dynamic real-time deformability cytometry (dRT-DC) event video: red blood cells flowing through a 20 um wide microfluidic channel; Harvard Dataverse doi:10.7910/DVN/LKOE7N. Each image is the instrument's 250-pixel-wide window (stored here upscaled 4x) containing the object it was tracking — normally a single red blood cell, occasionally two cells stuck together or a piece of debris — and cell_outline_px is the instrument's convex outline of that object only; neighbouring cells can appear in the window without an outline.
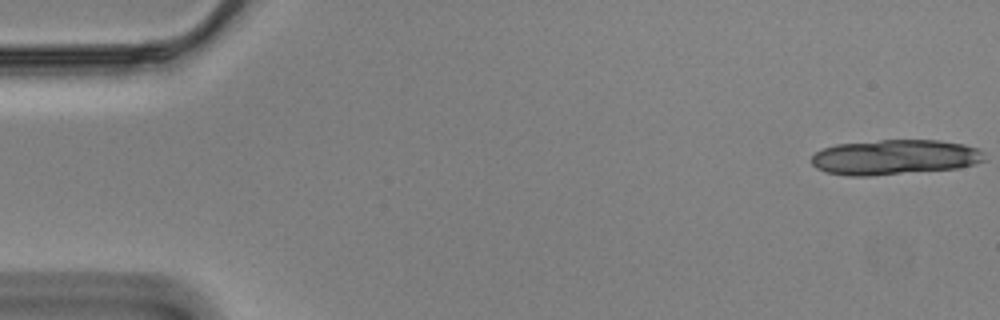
{"species": "Egyptian fruit bat (a non-hibernating species)", "species_latin": "Rousettus aegyptiacus", "temperature_condition": "cold", "stored_images_in_passage": 15, "camera_frame_rate_fps": 3000, "um_per_image_px": 0.085, "animal": {"sex": "male"}, "frame": {"image": 1, "passage_image": 1, "time_ms": 0.0, "image_size_px": [1000, 320], "cell_outline_px": [[984, 160], [972, 164], [956, 168], [868, 176], [848, 176], [824, 172], [816, 168], [812, 164], [812, 156], [816, 152], [824, 148], [836, 144], [880, 140], [940, 140], [964, 144], [976, 148], [980, 152]], "centroid_in_image_um": [75.97, 13.36], "position_along_channel_um": 9.0, "area_um2": 35.08}}